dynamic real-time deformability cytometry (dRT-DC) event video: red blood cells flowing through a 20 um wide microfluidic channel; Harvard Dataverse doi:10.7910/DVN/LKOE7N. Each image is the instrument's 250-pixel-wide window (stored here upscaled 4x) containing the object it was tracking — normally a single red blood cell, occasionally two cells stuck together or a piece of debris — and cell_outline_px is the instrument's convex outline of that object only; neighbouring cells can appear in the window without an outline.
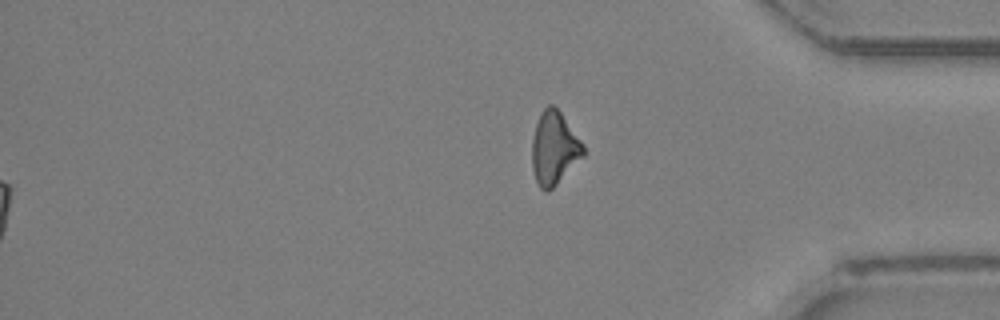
{"species": "Egyptian fruit bat (a non-hibernating species)", "species_latin": "Rousettus aegyptiacus", "temperature_condition": "room temperature", "stored_images_in_passage": 27, "camera_frame_rate_fps": 3000, "um_per_image_px": 0.085, "animal": {"sex": "female"}, "frame": {"image": 1, "passage_image": 27, "time_ms": 8.667, "image_size_px": [1000, 320], "cell_outline_px": [[584, 156], [548, 192], [544, 192], [540, 188], [536, 180], [532, 168], [532, 140], [536, 124], [544, 108], [548, 104], [552, 104], [560, 112], [584, 144]], "centroid_in_image_um": [47.1, 12.61], "position_along_channel_um": 388.1, "area_um2": 21.62}}